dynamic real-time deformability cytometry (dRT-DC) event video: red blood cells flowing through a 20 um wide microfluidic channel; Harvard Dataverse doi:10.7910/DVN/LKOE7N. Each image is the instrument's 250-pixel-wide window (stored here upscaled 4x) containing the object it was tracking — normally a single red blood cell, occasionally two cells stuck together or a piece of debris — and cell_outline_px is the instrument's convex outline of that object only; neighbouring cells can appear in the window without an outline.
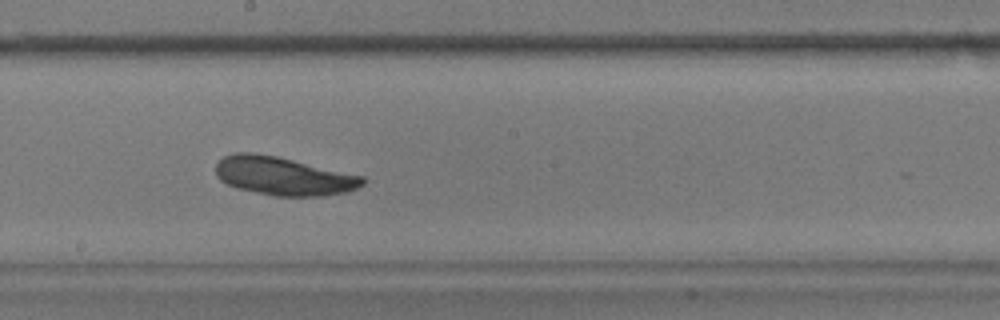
{"species": "common noctule bat (a hibernating species)", "species_latin": "Nyctalus noctula", "temperature_condition": "warm", "stored_images_in_passage": 26, "camera_frame_rate_fps": 3000, "um_per_image_px": 0.085, "animal": {"sex": "male", "body_mass_g": 17.9}, "frame": {"image": 1, "passage_image": 22, "time_ms": 7.0, "image_size_px": [1000, 320], "cell_outline_px": [[364, 184], [348, 192], [324, 196], [272, 196], [236, 188], [220, 180], [216, 176], [216, 164], [224, 156], [232, 152], [248, 152], [276, 156], [364, 176]], "centroid_in_image_um": [24.08, 14.97], "position_along_channel_um": 224.1, "area_um2": 32.95}}
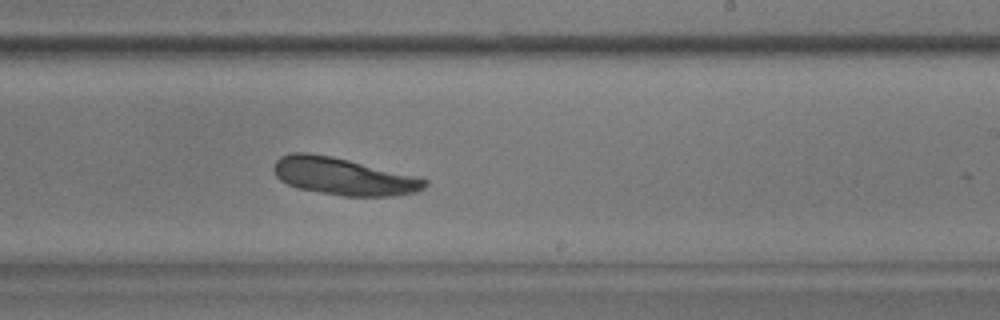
{"frame": {"image": 2, "passage_image": 25, "time_ms": 8.0, "image_size_px": [1000, 320], "cell_outline_px": [[428, 184], [420, 192], [392, 196], [340, 196], [300, 188], [288, 184], [280, 180], [276, 176], [272, 168], [276, 160], [280, 156], [292, 152], [308, 152], [332, 156], [428, 180]], "centroid_in_image_um": [29.15, 15.0], "position_along_channel_um": 259.9, "area_um2": 32.54}}